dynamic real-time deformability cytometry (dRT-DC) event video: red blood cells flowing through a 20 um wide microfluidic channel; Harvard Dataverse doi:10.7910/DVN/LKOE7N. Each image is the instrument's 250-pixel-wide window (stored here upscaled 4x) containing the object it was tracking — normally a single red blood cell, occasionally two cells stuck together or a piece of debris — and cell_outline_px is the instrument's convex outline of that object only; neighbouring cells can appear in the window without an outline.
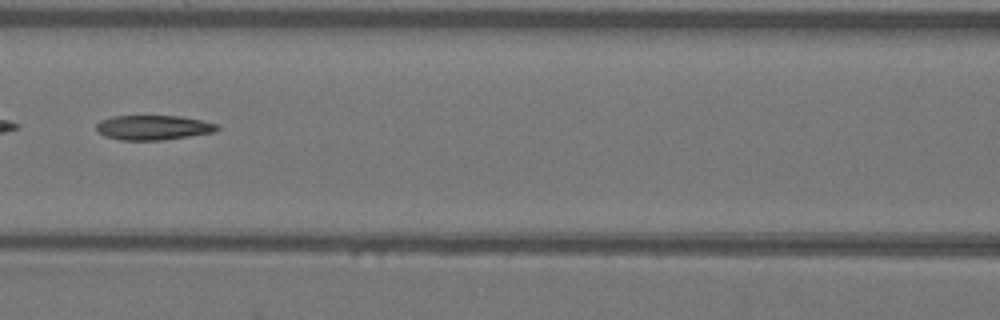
{"species": "Egyptian fruit bat (a non-hibernating species)", "species_latin": "Rousettus aegyptiacus", "temperature_condition": "warm", "stored_images_in_passage": 52, "camera_frame_rate_fps": 3000, "um_per_image_px": 0.085, "animal": {"sex": "female"}, "frame": {"image": 1, "passage_image": 23, "time_ms": 7.333, "image_size_px": [1000, 320], "cell_outline_px": [[220, 128], [216, 132], [160, 140], [120, 140], [104, 136], [96, 128], [96, 124], [100, 120], [112, 116], [180, 116], [220, 124]], "centroid_in_image_um": [13.04, 10.84], "position_along_channel_um": 153.6, "area_um2": 17.4}}
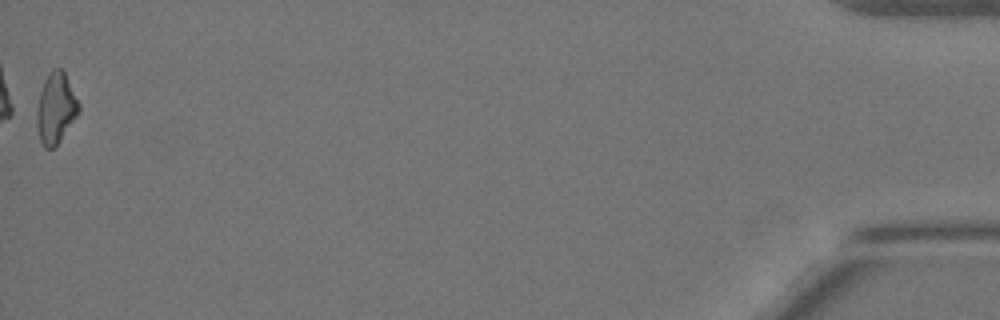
{"frame": {"image": 2, "passage_image": 52, "time_ms": 17.0, "image_size_px": [1000, 320], "cell_outline_px": [[80, 108], [76, 116], [60, 140], [52, 148], [44, 148], [40, 140], [36, 124], [36, 108], [40, 92], [44, 80], [48, 72], [52, 68], [60, 68], [64, 72], [80, 104]], "centroid_in_image_um": [4.72, 9.17], "position_along_channel_um": 430.5, "area_um2": 17.17}, "authors_computed_cell_mechanics": {"area_um2": 18.0914, "velocity_mm_per_s": 3.8837, "shape_relaxation_time_tau1_ms": null, "shape_relaxation_time_tau2_ms": 6.0512, "deformation_change_tau1": null, "deformation_change_tau2": 0.1349}}